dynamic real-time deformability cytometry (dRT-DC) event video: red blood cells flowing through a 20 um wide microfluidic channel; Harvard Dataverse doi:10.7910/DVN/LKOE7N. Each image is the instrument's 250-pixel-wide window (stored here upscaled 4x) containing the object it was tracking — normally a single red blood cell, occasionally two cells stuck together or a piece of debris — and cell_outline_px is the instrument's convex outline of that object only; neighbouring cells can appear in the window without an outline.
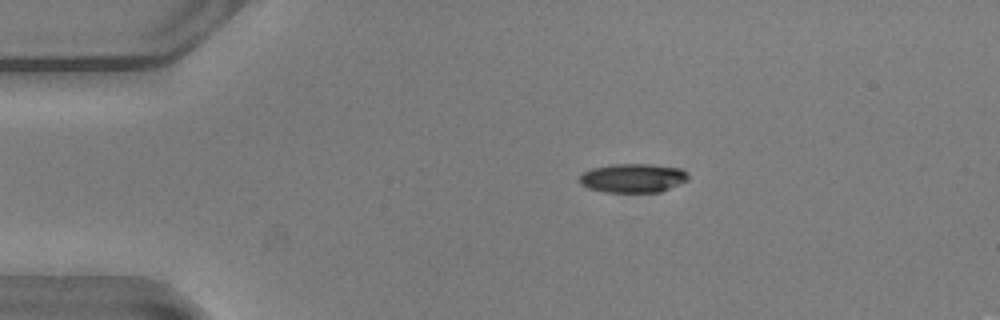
{"species": "common noctule bat (a hibernating species)", "species_latin": "Nyctalus noctula", "temperature_condition": "warm", "stored_images_in_passage": 36, "camera_frame_rate_fps": 3000, "um_per_image_px": 0.085, "animal": {"sex": "male", "body_mass_g": 20.5, "forearm_length_mm": 52.5}, "frame": {"image": 1, "passage_image": 1, "time_ms": 0.0, "image_size_px": [1000, 320], "cell_outline_px": [[688, 180], [680, 184], [660, 192], [604, 192], [588, 188], [580, 184], [580, 176], [584, 172], [592, 168], [608, 164], [652, 164], [680, 168], [688, 176]], "centroid_in_image_um": [53.78, 15.13], "position_along_channel_um": 31.2, "area_um2": 18.38}}
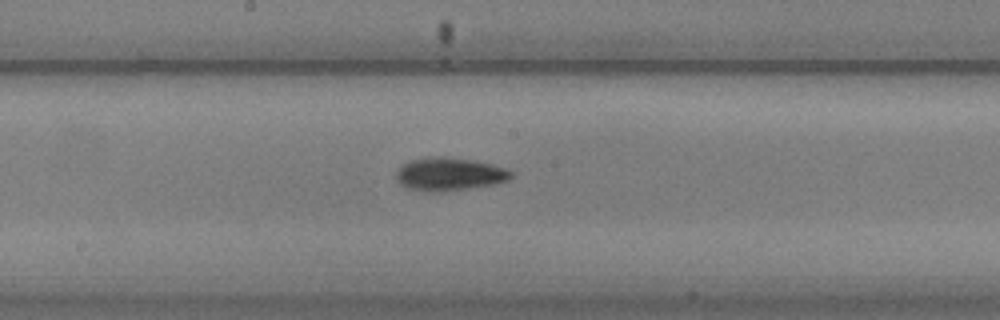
{"frame": {"image": 2, "passage_image": 19, "time_ms": 6.0, "image_size_px": [1000, 320], "cell_outline_px": [[512, 176], [508, 180], [492, 184], [440, 192], [428, 192], [408, 188], [400, 184], [396, 180], [396, 172], [400, 164], [408, 160], [424, 156], [444, 156], [492, 164], [504, 168], [512, 172]], "centroid_in_image_um": [38.1, 14.78], "position_along_channel_um": 210.1, "area_um2": 22.2}}
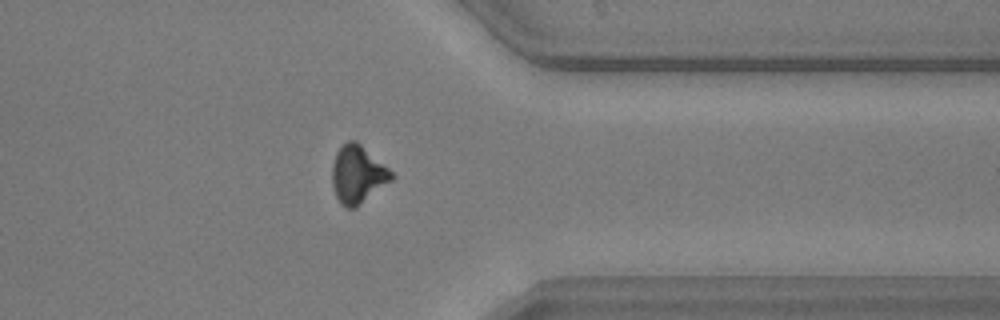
{"frame": {"image": 3, "passage_image": 33, "time_ms": 10.667, "image_size_px": [1000, 320], "cell_outline_px": [[396, 176], [392, 180], [356, 208], [348, 208], [336, 196], [332, 184], [332, 164], [336, 152], [348, 140], [356, 140], [388, 168]], "centroid_in_image_um": [30.41, 14.82], "position_along_channel_um": 381.0, "area_um2": 19.77}, "authors_computed_cell_mechanics": {"area_um2": 20.519, "velocity_mm_per_s": 3.8294, "shape_relaxation_time_tau1_ms": 4.7936, "shape_relaxation_time_tau2_ms": 6.5098, "deformation_change_tau1": 0.1611, "deformation_change_tau2": 0.1305}}